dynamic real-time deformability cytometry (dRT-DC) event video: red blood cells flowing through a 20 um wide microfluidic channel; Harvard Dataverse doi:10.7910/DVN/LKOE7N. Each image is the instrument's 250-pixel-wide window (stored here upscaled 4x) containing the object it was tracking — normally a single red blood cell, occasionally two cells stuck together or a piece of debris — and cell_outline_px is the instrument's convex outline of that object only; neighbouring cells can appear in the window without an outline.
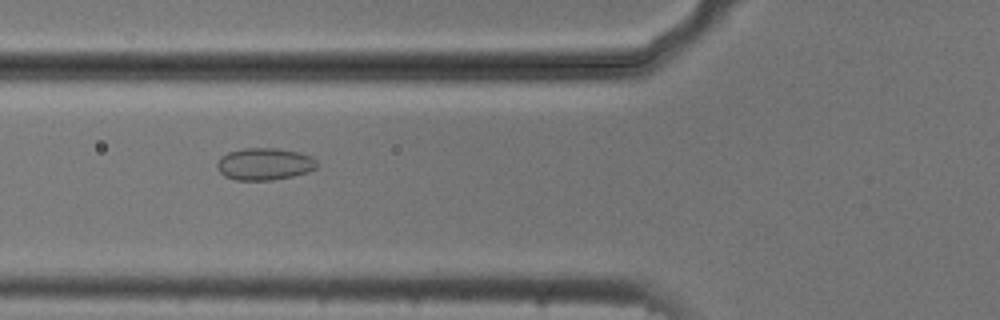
{"species": "common noctule bat (a hibernating species)", "species_latin": "Nyctalus noctula", "temperature_condition": "cold", "stored_images_in_passage": 53, "camera_frame_rate_fps": 3000, "um_per_image_px": 0.085, "animal": {"sex": "male", "body_mass_g": 20.5, "forearm_length_mm": 52.5}, "frame": {"image": 1, "passage_image": 20, "time_ms": 6.333, "image_size_px": [1000, 320], "cell_outline_px": [[316, 168], [308, 172], [292, 176], [272, 180], [236, 180], [224, 176], [216, 168], [216, 164], [228, 152], [244, 148], [280, 148], [300, 152], [312, 156], [316, 160]], "centroid_in_image_um": [22.5, 13.94], "position_along_channel_um": 103.3, "area_um2": 18.73}}
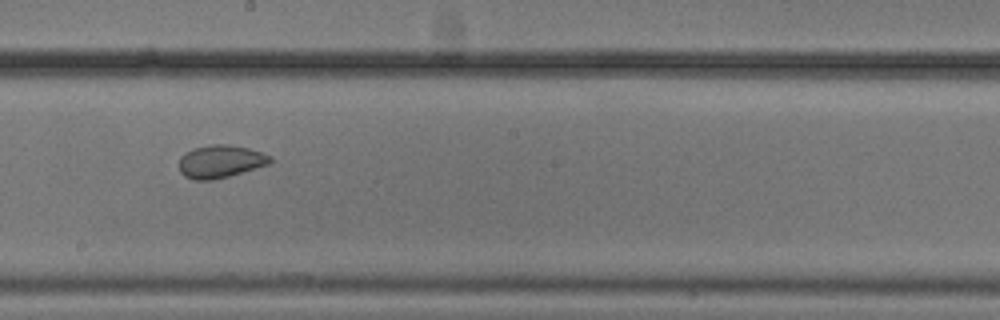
{"frame": {"image": 2, "passage_image": 30, "time_ms": 9.667, "image_size_px": [1000, 320], "cell_outline_px": [[272, 160], [268, 164], [228, 176], [212, 180], [192, 180], [184, 176], [180, 172], [180, 156], [184, 152], [192, 148], [212, 144], [228, 144], [248, 148], [272, 156]], "centroid_in_image_um": [18.69, 13.71], "position_along_channel_um": 229.5, "area_um2": 17.4}}
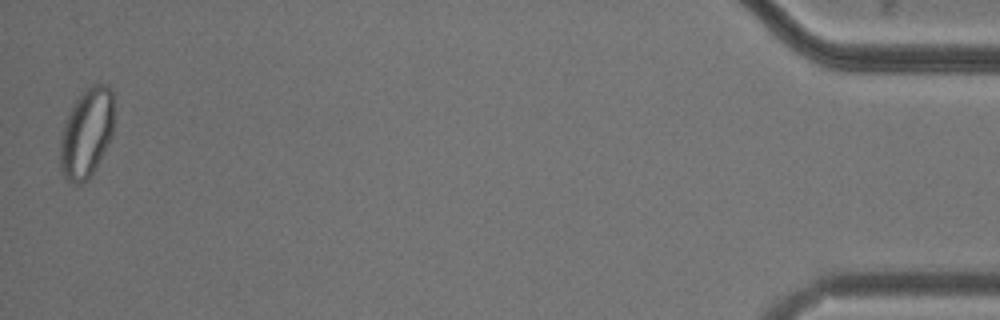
{"frame": {"image": 3, "passage_image": 53, "time_ms": 17.333, "image_size_px": [1000, 320], "cell_outline_px": [[112, 136], [88, 180], [84, 184], [76, 184], [68, 180], [60, 172], [60, 132], [76, 100], [92, 84], [108, 84], [112, 88]], "centroid_in_image_um": [7.34, 11.34], "position_along_channel_um": 427.9, "area_um2": 27.74}}